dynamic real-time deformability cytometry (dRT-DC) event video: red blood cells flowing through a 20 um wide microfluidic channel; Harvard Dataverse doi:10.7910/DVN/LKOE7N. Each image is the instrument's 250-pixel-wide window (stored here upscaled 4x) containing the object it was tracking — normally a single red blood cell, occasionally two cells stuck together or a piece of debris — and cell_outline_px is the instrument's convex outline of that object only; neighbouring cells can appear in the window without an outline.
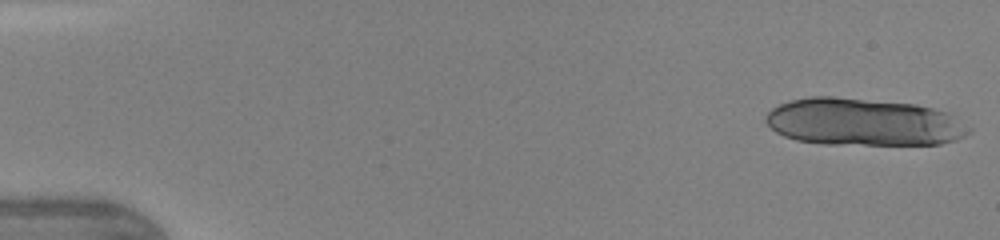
{"species": "human", "species_latin": "Homo sapiens", "temperature_condition": "warm", "stored_images_in_passage": 14, "camera_frame_rate_fps": 3000, "um_per_image_px": 0.085, "donor": {"sex": "female"}, "frame": {"image": 1, "passage_image": 1, "time_ms": 0.0, "image_size_px": [1000, 240], "cell_outline_px": [[972, 132], [956, 140], [940, 144], [824, 144], [796, 140], [784, 136], [776, 132], [764, 120], [764, 116], [772, 108], [788, 100], [808, 96], [832, 96], [916, 104], [948, 112], [956, 116], [972, 128]], "centroid_in_image_um": [73.4, 10.37], "position_along_channel_um": 11.6, "area_um2": 56.53}}